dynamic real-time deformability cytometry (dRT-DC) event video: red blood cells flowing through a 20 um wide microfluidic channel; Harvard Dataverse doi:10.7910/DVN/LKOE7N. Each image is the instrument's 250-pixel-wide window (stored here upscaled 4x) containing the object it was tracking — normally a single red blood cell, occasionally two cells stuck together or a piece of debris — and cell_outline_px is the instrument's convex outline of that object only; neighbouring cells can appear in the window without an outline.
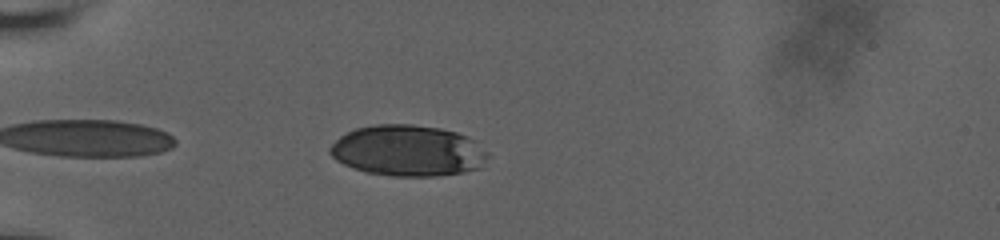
{"species": "human", "species_latin": "Homo sapiens", "temperature_condition": "room temperature", "stored_images_in_passage": 8, "camera_frame_rate_fps": 3000, "um_per_image_px": 0.085, "donor": {"sex": "male"}, "frame": {"image": 1, "passage_image": 3, "time_ms": 0.667, "image_size_px": [1000, 240], "cell_outline_px": [[492, 156], [484, 168], [464, 172], [436, 176], [392, 176], [368, 172], [352, 168], [336, 160], [328, 152], [328, 148], [340, 136], [356, 128], [376, 124], [412, 124], [440, 128], [456, 132], [468, 136], [488, 152]], "centroid_in_image_um": [34.73, 12.82], "position_along_channel_um": 50.3, "area_um2": 47.45}}
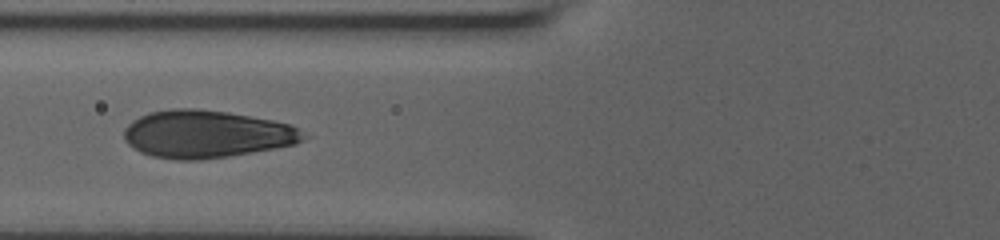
{"frame": {"image": 2, "passage_image": 7, "time_ms": 3.0, "image_size_px": [1000, 240], "cell_outline_px": [[312, 136], [296, 144], [276, 148], [228, 156], [196, 160], [176, 160], [152, 156], [140, 152], [128, 144], [124, 140], [124, 128], [132, 120], [148, 112], [172, 108], [196, 108], [228, 112], [272, 120], [292, 124], [300, 128]], "centroid_in_image_um": [17.59, 11.39], "position_along_channel_um": 108.2, "area_um2": 50.29}}